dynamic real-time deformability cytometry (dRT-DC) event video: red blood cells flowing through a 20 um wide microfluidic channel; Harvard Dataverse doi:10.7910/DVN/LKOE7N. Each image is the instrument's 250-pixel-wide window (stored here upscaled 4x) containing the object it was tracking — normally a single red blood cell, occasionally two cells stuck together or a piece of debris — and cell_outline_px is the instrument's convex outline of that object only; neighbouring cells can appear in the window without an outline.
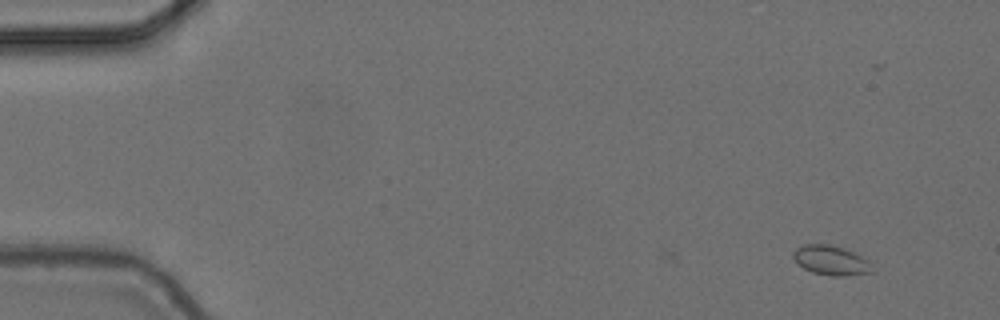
{"species": "common noctule bat (a hibernating species)", "species_latin": "Nyctalus noctula", "temperature_condition": "cold", "stored_images_in_passage": 54, "camera_frame_rate_fps": 3000, "um_per_image_px": 0.085, "animal": {"sex": "female", "body_mass_g": 24.6, "forearm_length_mm": 56.2}, "frame": {"image": 1, "passage_image": 1, "time_ms": 0.0, "image_size_px": [1000, 320], "cell_outline_px": [[872, 272], [844, 276], [832, 276], [812, 272], [804, 268], [792, 256], [792, 252], [796, 248], [804, 244], [828, 244], [844, 248], [868, 260]], "centroid_in_image_um": [70.6, 22.12], "position_along_channel_um": 14.4, "area_um2": 13.35}}
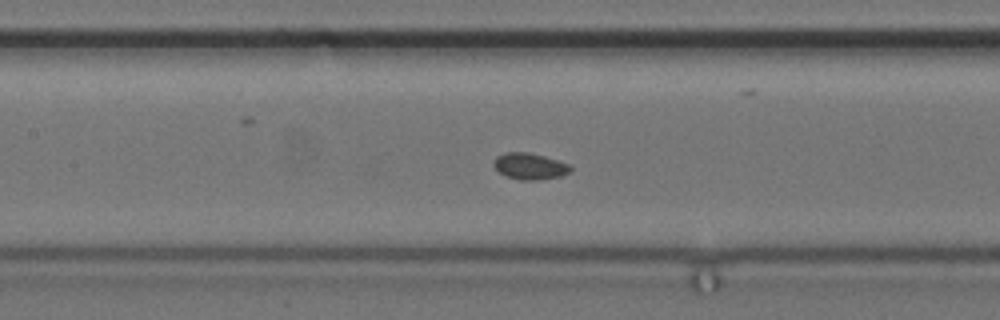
{"frame": {"image": 2, "passage_image": 23, "time_ms": 7.333, "image_size_px": [1000, 320], "cell_outline_px": [[572, 168], [568, 172], [560, 176], [540, 180], [520, 180], [508, 176], [500, 172], [492, 164], [496, 156], [508, 152], [528, 152], [544, 156], [568, 164]], "centroid_in_image_um": [45.01, 14.13], "position_along_channel_um": 162.4, "area_um2": 11.62}}
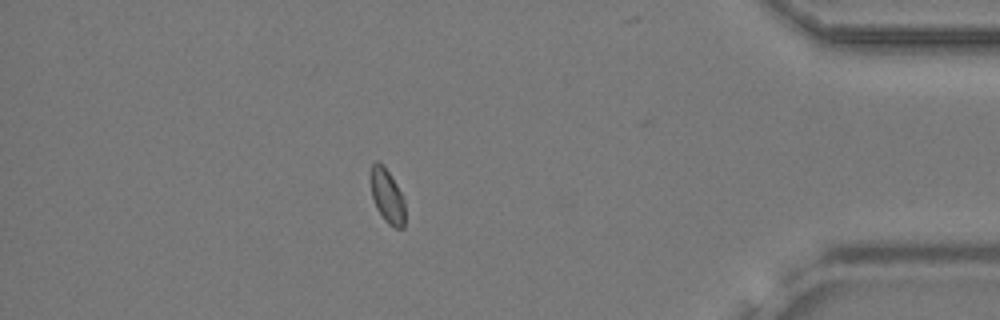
{"frame": {"image": 3, "passage_image": 46, "time_ms": 15.0, "image_size_px": [1000, 320], "cell_outline_px": [[404, 228], [396, 228], [388, 224], [384, 220], [376, 208], [372, 196], [368, 172], [372, 164], [376, 160], [384, 164], [396, 184], [404, 200]], "centroid_in_image_um": [32.86, 16.61], "position_along_channel_um": 402.3, "area_um2": 11.1}, "authors_computed_cell_mechanics": {"area_um2": 11.8779, "velocity_mm_per_s": 3.6781, "shape_relaxation_time_tau1_ms": null, "shape_relaxation_time_tau2_ms": 1.031, "deformation_change_tau1": null, "deformation_change_tau2": 0.0408}}